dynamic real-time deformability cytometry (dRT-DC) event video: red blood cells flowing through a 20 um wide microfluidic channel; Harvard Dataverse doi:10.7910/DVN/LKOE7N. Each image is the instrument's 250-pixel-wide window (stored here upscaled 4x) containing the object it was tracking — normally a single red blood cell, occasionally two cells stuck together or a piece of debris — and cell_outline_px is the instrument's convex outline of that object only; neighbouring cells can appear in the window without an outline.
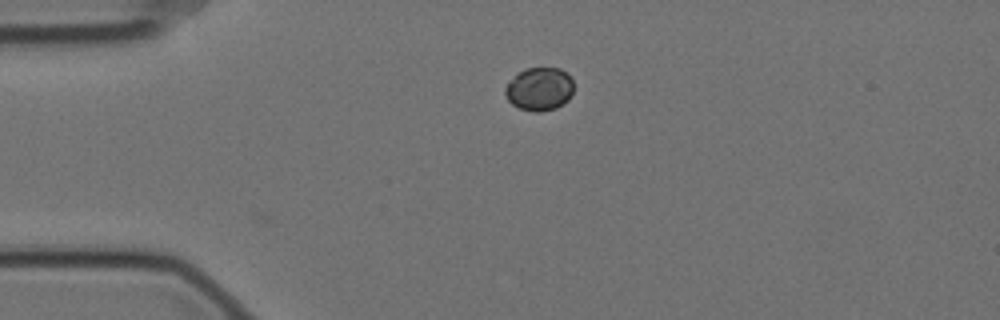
{"species": "Egyptian fruit bat (a non-hibernating species)", "species_latin": "Rousettus aegyptiacus", "temperature_condition": "cold", "stored_images_in_passage": 2, "camera_frame_rate_fps": 3000, "um_per_image_px": 0.085, "animal": {"sex": "female"}, "frame": {"image": 1, "passage_image": 2, "time_ms": 0.333, "image_size_px": [1000, 320], "cell_outline_px": [[572, 92], [568, 100], [556, 108], [540, 112], [532, 112], [520, 108], [512, 104], [508, 100], [504, 92], [504, 88], [516, 72], [524, 68], [560, 68], [572, 80]], "centroid_in_image_um": [45.8, 7.56], "position_along_channel_um": 39.2, "area_um2": 17.28}}